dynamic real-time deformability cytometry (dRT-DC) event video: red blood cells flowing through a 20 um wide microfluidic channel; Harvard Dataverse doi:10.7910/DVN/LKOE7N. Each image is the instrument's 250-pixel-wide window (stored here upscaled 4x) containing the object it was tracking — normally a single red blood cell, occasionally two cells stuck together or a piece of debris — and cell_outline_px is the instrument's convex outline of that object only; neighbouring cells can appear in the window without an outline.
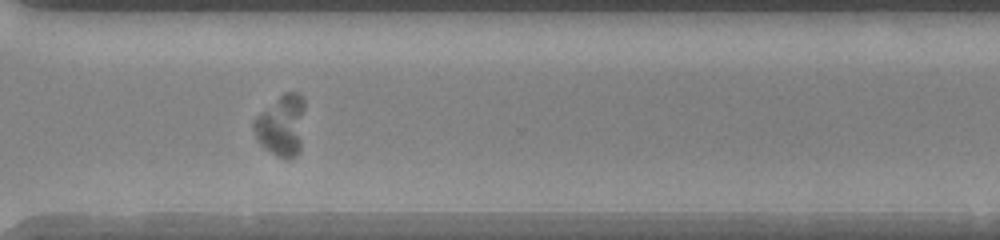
{"species": "human", "species_latin": "Homo sapiens", "temperature_condition": "warm", "stored_images_in_passage": 37, "camera_frame_rate_fps": 3000, "um_per_image_px": 0.085, "donor": {"sex": "female"}, "frame": {"image": 1, "passage_image": 25, "time_ms": 8.0, "image_size_px": [1000, 240], "cell_outline_px": [[304, 108], [300, 148], [296, 156], [288, 160], [284, 160], [276, 156], [264, 148], [256, 140], [252, 128], [252, 124], [256, 116], [260, 112], [284, 92], [296, 92], [304, 96]], "centroid_in_image_um": [23.9, 10.68], "position_along_channel_um": 346.7, "area_um2": 18.5}}
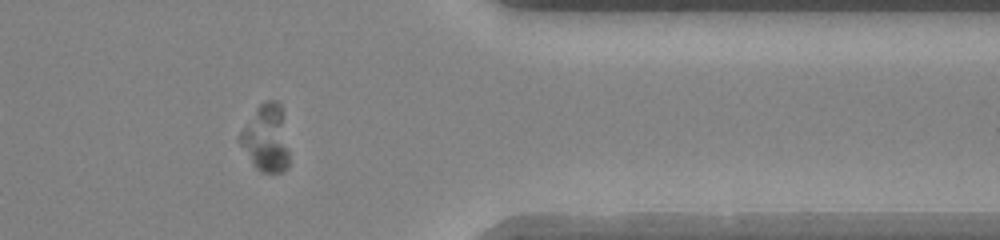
{"frame": {"image": 2, "passage_image": 29, "time_ms": 9.333, "image_size_px": [1000, 240], "cell_outline_px": [[288, 168], [284, 172], [260, 172], [252, 164], [236, 140], [236, 136], [256, 108], [264, 100], [280, 100], [284, 108], [288, 148]], "centroid_in_image_um": [22.62, 11.71], "position_along_channel_um": 388.8, "area_um2": 20.11}}
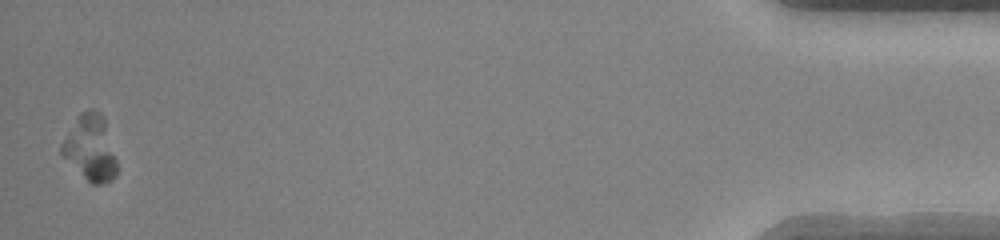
{"frame": {"image": 3, "passage_image": 37, "time_ms": 12.0, "image_size_px": [1000, 240], "cell_outline_px": [[116, 176], [112, 180], [100, 184], [92, 184], [60, 152], [60, 144], [80, 112], [88, 108], [92, 108], [100, 112], [104, 116], [116, 160]], "centroid_in_image_um": [7.69, 12.53], "position_along_channel_um": 427.5, "area_um2": 20.81}}